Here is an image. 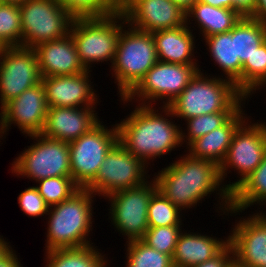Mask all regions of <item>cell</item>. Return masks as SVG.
<instances>
[{
	"mask_svg": "<svg viewBox=\"0 0 266 267\" xmlns=\"http://www.w3.org/2000/svg\"><path fill=\"white\" fill-rule=\"evenodd\" d=\"M147 103L139 104L129 117L116 124L119 143L145 164L182 145L180 126L164 118L158 110L156 113Z\"/></svg>",
	"mask_w": 266,
	"mask_h": 267,
	"instance_id": "6da1fadb",
	"label": "cell"
},
{
	"mask_svg": "<svg viewBox=\"0 0 266 267\" xmlns=\"http://www.w3.org/2000/svg\"><path fill=\"white\" fill-rule=\"evenodd\" d=\"M185 156L169 164L154 178L158 190L180 211L197 205L222 183L216 163L193 158L189 153Z\"/></svg>",
	"mask_w": 266,
	"mask_h": 267,
	"instance_id": "7a4b0ae2",
	"label": "cell"
},
{
	"mask_svg": "<svg viewBox=\"0 0 266 267\" xmlns=\"http://www.w3.org/2000/svg\"><path fill=\"white\" fill-rule=\"evenodd\" d=\"M200 71L169 106H163L166 117L171 115L187 120L216 112H237L241 108V101L247 97L234 82L219 77L209 79Z\"/></svg>",
	"mask_w": 266,
	"mask_h": 267,
	"instance_id": "3957f363",
	"label": "cell"
},
{
	"mask_svg": "<svg viewBox=\"0 0 266 267\" xmlns=\"http://www.w3.org/2000/svg\"><path fill=\"white\" fill-rule=\"evenodd\" d=\"M92 195L95 194L80 188L69 199L50 206L46 251L91 245L86 238L93 222Z\"/></svg>",
	"mask_w": 266,
	"mask_h": 267,
	"instance_id": "277c9868",
	"label": "cell"
},
{
	"mask_svg": "<svg viewBox=\"0 0 266 267\" xmlns=\"http://www.w3.org/2000/svg\"><path fill=\"white\" fill-rule=\"evenodd\" d=\"M128 30L121 29L112 63L121 98H125L158 61L152 33L132 26Z\"/></svg>",
	"mask_w": 266,
	"mask_h": 267,
	"instance_id": "5b68a950",
	"label": "cell"
},
{
	"mask_svg": "<svg viewBox=\"0 0 266 267\" xmlns=\"http://www.w3.org/2000/svg\"><path fill=\"white\" fill-rule=\"evenodd\" d=\"M119 20L127 24L125 15L119 8L104 17L74 18L69 34L74 40L80 61L87 70L91 62L111 60L113 63L117 41L124 26L122 23L117 24Z\"/></svg>",
	"mask_w": 266,
	"mask_h": 267,
	"instance_id": "8992f818",
	"label": "cell"
},
{
	"mask_svg": "<svg viewBox=\"0 0 266 267\" xmlns=\"http://www.w3.org/2000/svg\"><path fill=\"white\" fill-rule=\"evenodd\" d=\"M22 47L35 48L38 44L67 36L74 17L61 0H28L19 5Z\"/></svg>",
	"mask_w": 266,
	"mask_h": 267,
	"instance_id": "52a82bcc",
	"label": "cell"
},
{
	"mask_svg": "<svg viewBox=\"0 0 266 267\" xmlns=\"http://www.w3.org/2000/svg\"><path fill=\"white\" fill-rule=\"evenodd\" d=\"M37 142L12 164V173L36 182L49 177H71L69 143L44 135H28Z\"/></svg>",
	"mask_w": 266,
	"mask_h": 267,
	"instance_id": "ba28073f",
	"label": "cell"
},
{
	"mask_svg": "<svg viewBox=\"0 0 266 267\" xmlns=\"http://www.w3.org/2000/svg\"><path fill=\"white\" fill-rule=\"evenodd\" d=\"M245 122L234 132L226 157L219 166L221 181H224L229 167L238 170L241 175L236 182L220 187L219 195L223 199L221 207L224 206L221 209L225 208L224 214L226 211L229 214L231 209V193L261 164L265 156L259 132Z\"/></svg>",
	"mask_w": 266,
	"mask_h": 267,
	"instance_id": "9c48e42d",
	"label": "cell"
},
{
	"mask_svg": "<svg viewBox=\"0 0 266 267\" xmlns=\"http://www.w3.org/2000/svg\"><path fill=\"white\" fill-rule=\"evenodd\" d=\"M114 127L107 129L99 122L69 142L71 177L80 188H86L95 179L105 156L118 142V129Z\"/></svg>",
	"mask_w": 266,
	"mask_h": 267,
	"instance_id": "30bf717a",
	"label": "cell"
},
{
	"mask_svg": "<svg viewBox=\"0 0 266 267\" xmlns=\"http://www.w3.org/2000/svg\"><path fill=\"white\" fill-rule=\"evenodd\" d=\"M158 190L155 179L141 186L116 191L107 196L111 202L110 214L114 227L128 237V241L140 240L149 228L148 205Z\"/></svg>",
	"mask_w": 266,
	"mask_h": 267,
	"instance_id": "8fae6325",
	"label": "cell"
},
{
	"mask_svg": "<svg viewBox=\"0 0 266 267\" xmlns=\"http://www.w3.org/2000/svg\"><path fill=\"white\" fill-rule=\"evenodd\" d=\"M144 169L145 163L118 141L107 153L97 176L86 189L107 197L119 190L141 186L146 182L144 177L147 178Z\"/></svg>",
	"mask_w": 266,
	"mask_h": 267,
	"instance_id": "7c38bea8",
	"label": "cell"
},
{
	"mask_svg": "<svg viewBox=\"0 0 266 267\" xmlns=\"http://www.w3.org/2000/svg\"><path fill=\"white\" fill-rule=\"evenodd\" d=\"M198 68L197 65L175 64L158 60L137 86L121 100L132 101L131 99L136 96L141 98L143 102L141 105H149L145 103L147 100L152 104V100L156 102L155 99L158 100V98L167 99L163 103L164 106H169L188 86L190 80L200 70Z\"/></svg>",
	"mask_w": 266,
	"mask_h": 267,
	"instance_id": "4fadbf2b",
	"label": "cell"
},
{
	"mask_svg": "<svg viewBox=\"0 0 266 267\" xmlns=\"http://www.w3.org/2000/svg\"><path fill=\"white\" fill-rule=\"evenodd\" d=\"M41 80L34 49L4 47L0 51V108Z\"/></svg>",
	"mask_w": 266,
	"mask_h": 267,
	"instance_id": "5bb4252c",
	"label": "cell"
},
{
	"mask_svg": "<svg viewBox=\"0 0 266 267\" xmlns=\"http://www.w3.org/2000/svg\"><path fill=\"white\" fill-rule=\"evenodd\" d=\"M118 8L125 15L127 27L144 32L174 29L188 23L186 11L170 0H121Z\"/></svg>",
	"mask_w": 266,
	"mask_h": 267,
	"instance_id": "9a60e30c",
	"label": "cell"
},
{
	"mask_svg": "<svg viewBox=\"0 0 266 267\" xmlns=\"http://www.w3.org/2000/svg\"><path fill=\"white\" fill-rule=\"evenodd\" d=\"M48 108L42 82L23 91L18 97L11 99L1 108L0 138L3 137L1 134H4V132L6 134L12 123H16L24 134L42 133Z\"/></svg>",
	"mask_w": 266,
	"mask_h": 267,
	"instance_id": "2e32d148",
	"label": "cell"
},
{
	"mask_svg": "<svg viewBox=\"0 0 266 267\" xmlns=\"http://www.w3.org/2000/svg\"><path fill=\"white\" fill-rule=\"evenodd\" d=\"M234 259L244 267H266V215L255 213L235 225L229 235Z\"/></svg>",
	"mask_w": 266,
	"mask_h": 267,
	"instance_id": "e0dca14e",
	"label": "cell"
},
{
	"mask_svg": "<svg viewBox=\"0 0 266 267\" xmlns=\"http://www.w3.org/2000/svg\"><path fill=\"white\" fill-rule=\"evenodd\" d=\"M89 72L66 76L44 77L41 82L49 107H94L97 95L92 91ZM96 99V100H95ZM96 101V102H95ZM85 105V106H84Z\"/></svg>",
	"mask_w": 266,
	"mask_h": 267,
	"instance_id": "ac0fdd59",
	"label": "cell"
},
{
	"mask_svg": "<svg viewBox=\"0 0 266 267\" xmlns=\"http://www.w3.org/2000/svg\"><path fill=\"white\" fill-rule=\"evenodd\" d=\"M94 107H49L42 135L65 141L78 139L89 132L100 120Z\"/></svg>",
	"mask_w": 266,
	"mask_h": 267,
	"instance_id": "d6986e66",
	"label": "cell"
},
{
	"mask_svg": "<svg viewBox=\"0 0 266 267\" xmlns=\"http://www.w3.org/2000/svg\"><path fill=\"white\" fill-rule=\"evenodd\" d=\"M33 49L37 55L42 78L75 75L87 71L80 61L70 34L55 41L38 44Z\"/></svg>",
	"mask_w": 266,
	"mask_h": 267,
	"instance_id": "ffe728a7",
	"label": "cell"
},
{
	"mask_svg": "<svg viewBox=\"0 0 266 267\" xmlns=\"http://www.w3.org/2000/svg\"><path fill=\"white\" fill-rule=\"evenodd\" d=\"M242 110L241 107L223 126L193 140L188 145L189 155L213 161L220 166L226 157L234 132L246 120Z\"/></svg>",
	"mask_w": 266,
	"mask_h": 267,
	"instance_id": "44dd1931",
	"label": "cell"
},
{
	"mask_svg": "<svg viewBox=\"0 0 266 267\" xmlns=\"http://www.w3.org/2000/svg\"><path fill=\"white\" fill-rule=\"evenodd\" d=\"M191 232L178 236L174 254L172 256L175 267H191L203 263L218 255L228 244L226 241Z\"/></svg>",
	"mask_w": 266,
	"mask_h": 267,
	"instance_id": "7402d4cb",
	"label": "cell"
},
{
	"mask_svg": "<svg viewBox=\"0 0 266 267\" xmlns=\"http://www.w3.org/2000/svg\"><path fill=\"white\" fill-rule=\"evenodd\" d=\"M186 23L183 26L152 33L158 60L162 62L197 65L193 61L194 37Z\"/></svg>",
	"mask_w": 266,
	"mask_h": 267,
	"instance_id": "603a6c76",
	"label": "cell"
},
{
	"mask_svg": "<svg viewBox=\"0 0 266 267\" xmlns=\"http://www.w3.org/2000/svg\"><path fill=\"white\" fill-rule=\"evenodd\" d=\"M204 40L213 60L224 71L225 77L234 82L242 93V64L236 59L235 26L229 32L214 34Z\"/></svg>",
	"mask_w": 266,
	"mask_h": 267,
	"instance_id": "cb8c5ba5",
	"label": "cell"
},
{
	"mask_svg": "<svg viewBox=\"0 0 266 267\" xmlns=\"http://www.w3.org/2000/svg\"><path fill=\"white\" fill-rule=\"evenodd\" d=\"M189 17H194V20L198 22L205 38L229 32L242 18L236 10L211 6L200 1L186 11V20H189Z\"/></svg>",
	"mask_w": 266,
	"mask_h": 267,
	"instance_id": "d4e9b609",
	"label": "cell"
},
{
	"mask_svg": "<svg viewBox=\"0 0 266 267\" xmlns=\"http://www.w3.org/2000/svg\"><path fill=\"white\" fill-rule=\"evenodd\" d=\"M256 202L266 205V153L261 164L231 193L229 211L242 212Z\"/></svg>",
	"mask_w": 266,
	"mask_h": 267,
	"instance_id": "484cf974",
	"label": "cell"
},
{
	"mask_svg": "<svg viewBox=\"0 0 266 267\" xmlns=\"http://www.w3.org/2000/svg\"><path fill=\"white\" fill-rule=\"evenodd\" d=\"M45 267H106L107 260L101 253L88 245L79 248L54 249L46 251Z\"/></svg>",
	"mask_w": 266,
	"mask_h": 267,
	"instance_id": "4316f807",
	"label": "cell"
},
{
	"mask_svg": "<svg viewBox=\"0 0 266 267\" xmlns=\"http://www.w3.org/2000/svg\"><path fill=\"white\" fill-rule=\"evenodd\" d=\"M266 40V22L242 17L235 25L236 59L243 65Z\"/></svg>",
	"mask_w": 266,
	"mask_h": 267,
	"instance_id": "83f0119b",
	"label": "cell"
},
{
	"mask_svg": "<svg viewBox=\"0 0 266 267\" xmlns=\"http://www.w3.org/2000/svg\"><path fill=\"white\" fill-rule=\"evenodd\" d=\"M266 84V40L242 65V94L247 98L253 90Z\"/></svg>",
	"mask_w": 266,
	"mask_h": 267,
	"instance_id": "f1b7e54d",
	"label": "cell"
},
{
	"mask_svg": "<svg viewBox=\"0 0 266 267\" xmlns=\"http://www.w3.org/2000/svg\"><path fill=\"white\" fill-rule=\"evenodd\" d=\"M127 267H173L172 256L161 253L140 240L127 241Z\"/></svg>",
	"mask_w": 266,
	"mask_h": 267,
	"instance_id": "f546056e",
	"label": "cell"
},
{
	"mask_svg": "<svg viewBox=\"0 0 266 267\" xmlns=\"http://www.w3.org/2000/svg\"><path fill=\"white\" fill-rule=\"evenodd\" d=\"M0 44L22 47V28L18 5L0 2Z\"/></svg>",
	"mask_w": 266,
	"mask_h": 267,
	"instance_id": "4dcf8cb0",
	"label": "cell"
},
{
	"mask_svg": "<svg viewBox=\"0 0 266 267\" xmlns=\"http://www.w3.org/2000/svg\"><path fill=\"white\" fill-rule=\"evenodd\" d=\"M180 209L173 205L159 190L151 197L148 205L149 227L181 225Z\"/></svg>",
	"mask_w": 266,
	"mask_h": 267,
	"instance_id": "1f68e13d",
	"label": "cell"
},
{
	"mask_svg": "<svg viewBox=\"0 0 266 267\" xmlns=\"http://www.w3.org/2000/svg\"><path fill=\"white\" fill-rule=\"evenodd\" d=\"M37 182L39 186L36 188L49 206L69 199L80 189L72 177H49Z\"/></svg>",
	"mask_w": 266,
	"mask_h": 267,
	"instance_id": "d6a6232c",
	"label": "cell"
},
{
	"mask_svg": "<svg viewBox=\"0 0 266 267\" xmlns=\"http://www.w3.org/2000/svg\"><path fill=\"white\" fill-rule=\"evenodd\" d=\"M74 18L104 17L118 9L113 0H61Z\"/></svg>",
	"mask_w": 266,
	"mask_h": 267,
	"instance_id": "836d02e7",
	"label": "cell"
},
{
	"mask_svg": "<svg viewBox=\"0 0 266 267\" xmlns=\"http://www.w3.org/2000/svg\"><path fill=\"white\" fill-rule=\"evenodd\" d=\"M235 113L236 112H216L187 119L188 137L184 135L185 133L181 132V142L183 143L184 137H186L188 140L187 145H189L196 138L223 126Z\"/></svg>",
	"mask_w": 266,
	"mask_h": 267,
	"instance_id": "e575fe53",
	"label": "cell"
},
{
	"mask_svg": "<svg viewBox=\"0 0 266 267\" xmlns=\"http://www.w3.org/2000/svg\"><path fill=\"white\" fill-rule=\"evenodd\" d=\"M181 225L149 227L141 239L149 247L173 256L177 239L181 233Z\"/></svg>",
	"mask_w": 266,
	"mask_h": 267,
	"instance_id": "d590c367",
	"label": "cell"
},
{
	"mask_svg": "<svg viewBox=\"0 0 266 267\" xmlns=\"http://www.w3.org/2000/svg\"><path fill=\"white\" fill-rule=\"evenodd\" d=\"M18 203L28 216L38 217L48 214L50 206L44 201L36 186L29 187L19 194Z\"/></svg>",
	"mask_w": 266,
	"mask_h": 267,
	"instance_id": "8d00e7d4",
	"label": "cell"
},
{
	"mask_svg": "<svg viewBox=\"0 0 266 267\" xmlns=\"http://www.w3.org/2000/svg\"><path fill=\"white\" fill-rule=\"evenodd\" d=\"M231 255V256H230ZM234 260L233 247L229 243L218 255L191 267H228Z\"/></svg>",
	"mask_w": 266,
	"mask_h": 267,
	"instance_id": "74e56055",
	"label": "cell"
},
{
	"mask_svg": "<svg viewBox=\"0 0 266 267\" xmlns=\"http://www.w3.org/2000/svg\"><path fill=\"white\" fill-rule=\"evenodd\" d=\"M256 0H233V10L242 17H250L255 9Z\"/></svg>",
	"mask_w": 266,
	"mask_h": 267,
	"instance_id": "f35d334b",
	"label": "cell"
},
{
	"mask_svg": "<svg viewBox=\"0 0 266 267\" xmlns=\"http://www.w3.org/2000/svg\"><path fill=\"white\" fill-rule=\"evenodd\" d=\"M0 267H23L18 261L16 253L10 249L1 259Z\"/></svg>",
	"mask_w": 266,
	"mask_h": 267,
	"instance_id": "ab89813d",
	"label": "cell"
},
{
	"mask_svg": "<svg viewBox=\"0 0 266 267\" xmlns=\"http://www.w3.org/2000/svg\"><path fill=\"white\" fill-rule=\"evenodd\" d=\"M250 17L266 22V0H256L254 12Z\"/></svg>",
	"mask_w": 266,
	"mask_h": 267,
	"instance_id": "60d3db41",
	"label": "cell"
},
{
	"mask_svg": "<svg viewBox=\"0 0 266 267\" xmlns=\"http://www.w3.org/2000/svg\"><path fill=\"white\" fill-rule=\"evenodd\" d=\"M202 3L222 8H229L233 10V0H198Z\"/></svg>",
	"mask_w": 266,
	"mask_h": 267,
	"instance_id": "b9f144b4",
	"label": "cell"
},
{
	"mask_svg": "<svg viewBox=\"0 0 266 267\" xmlns=\"http://www.w3.org/2000/svg\"><path fill=\"white\" fill-rule=\"evenodd\" d=\"M256 129H257V131L259 132V134H260V138H261V141H262V146H263V148H264V150H265V153H266V123L264 122H262V123H254V124H252Z\"/></svg>",
	"mask_w": 266,
	"mask_h": 267,
	"instance_id": "7bdbcfd3",
	"label": "cell"
},
{
	"mask_svg": "<svg viewBox=\"0 0 266 267\" xmlns=\"http://www.w3.org/2000/svg\"><path fill=\"white\" fill-rule=\"evenodd\" d=\"M179 5L183 10L188 11L198 0H170Z\"/></svg>",
	"mask_w": 266,
	"mask_h": 267,
	"instance_id": "ee69618b",
	"label": "cell"
},
{
	"mask_svg": "<svg viewBox=\"0 0 266 267\" xmlns=\"http://www.w3.org/2000/svg\"><path fill=\"white\" fill-rule=\"evenodd\" d=\"M11 249L9 246V243L2 239V236H0V259Z\"/></svg>",
	"mask_w": 266,
	"mask_h": 267,
	"instance_id": "f6af8a7d",
	"label": "cell"
},
{
	"mask_svg": "<svg viewBox=\"0 0 266 267\" xmlns=\"http://www.w3.org/2000/svg\"><path fill=\"white\" fill-rule=\"evenodd\" d=\"M27 1L28 0H0L1 3H10V4L18 5V6Z\"/></svg>",
	"mask_w": 266,
	"mask_h": 267,
	"instance_id": "bcb514c9",
	"label": "cell"
},
{
	"mask_svg": "<svg viewBox=\"0 0 266 267\" xmlns=\"http://www.w3.org/2000/svg\"><path fill=\"white\" fill-rule=\"evenodd\" d=\"M228 267H244L243 265L239 264L235 259L229 264Z\"/></svg>",
	"mask_w": 266,
	"mask_h": 267,
	"instance_id": "7dc6e473",
	"label": "cell"
},
{
	"mask_svg": "<svg viewBox=\"0 0 266 267\" xmlns=\"http://www.w3.org/2000/svg\"><path fill=\"white\" fill-rule=\"evenodd\" d=\"M118 6H119V4H120V2H121V0H113Z\"/></svg>",
	"mask_w": 266,
	"mask_h": 267,
	"instance_id": "c3c4849f",
	"label": "cell"
},
{
	"mask_svg": "<svg viewBox=\"0 0 266 267\" xmlns=\"http://www.w3.org/2000/svg\"><path fill=\"white\" fill-rule=\"evenodd\" d=\"M4 47L0 44V51L3 49Z\"/></svg>",
	"mask_w": 266,
	"mask_h": 267,
	"instance_id": "681fc988",
	"label": "cell"
}]
</instances>
